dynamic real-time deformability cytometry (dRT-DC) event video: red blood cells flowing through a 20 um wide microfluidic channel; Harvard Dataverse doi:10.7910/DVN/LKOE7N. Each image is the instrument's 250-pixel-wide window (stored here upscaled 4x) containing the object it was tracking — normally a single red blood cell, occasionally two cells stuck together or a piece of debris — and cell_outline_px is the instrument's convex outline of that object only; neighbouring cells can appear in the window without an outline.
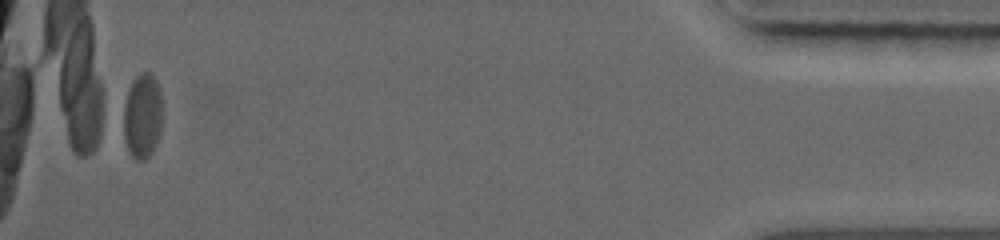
{"species": "common noctule bat (a hibernating species)", "species_latin": "Nyctalus noctula", "temperature_condition": "warm", "stored_images_in_passage": 45, "camera_frame_rate_fps": 5000, "um_per_image_px": 0.085, "animal": {"sex": "female", "body_mass_g": 19.0, "forearm_length_mm": 56.7}, "frame": {"image": 1, "passage_image": 44, "time_ms": 10.4, "image_size_px": [1000, 240], "cell_outline_px": [[160, 128], [156, 144], [140, 160], [128, 148], [124, 132], [124, 108], [128, 92], [132, 80], [140, 72], [152, 72], [156, 80], [160, 92]], "centroid_in_image_um": [12.1, 9.72], "position_along_channel_um": 423.1, "area_um2": 18.21}}